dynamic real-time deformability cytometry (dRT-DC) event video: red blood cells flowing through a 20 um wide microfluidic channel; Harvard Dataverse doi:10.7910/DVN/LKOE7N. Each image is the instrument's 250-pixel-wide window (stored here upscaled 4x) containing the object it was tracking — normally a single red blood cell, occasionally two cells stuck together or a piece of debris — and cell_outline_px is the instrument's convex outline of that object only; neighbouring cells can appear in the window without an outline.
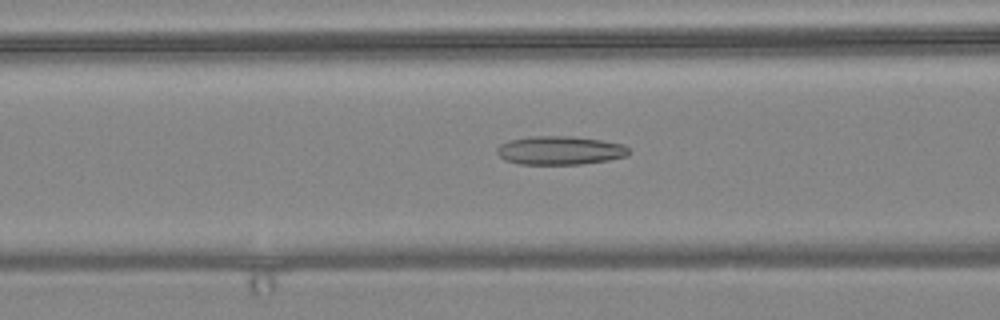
{"species": "common noctule bat (a hibernating species)", "species_latin": "Nyctalus noctula", "temperature_condition": "warm", "stored_images_in_passage": 56, "camera_frame_rate_fps": 3000, "um_per_image_px": 0.085, "animal": {"sex": "female", "body_mass_g": 24.6, "forearm_length_mm": 56.2}, "frame": {"image": 1, "passage_image": 22, "time_ms": 7.0, "image_size_px": [1000, 320], "cell_outline_px": [[628, 156], [608, 160], [580, 164], [520, 164], [504, 160], [496, 152], [496, 148], [500, 144], [508, 140], [532, 136], [572, 136], [600, 140], [624, 144], [628, 148]], "centroid_in_image_um": [47.57, 12.78], "position_along_channel_um": 119.0, "area_um2": 22.02}}
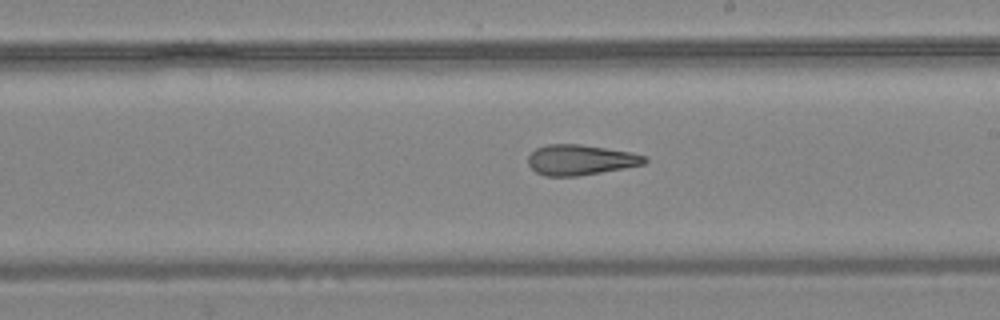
{"frame": {"image": 2, "passage_image": 32, "time_ms": 10.333, "image_size_px": [1000, 320], "cell_outline_px": [[648, 160], [644, 164], [624, 168], [580, 176], [544, 176], [536, 172], [528, 164], [528, 156], [536, 148], [548, 144], [580, 144], [632, 152], [648, 156]], "centroid_in_image_um": [49.36, 13.59], "position_along_channel_um": 239.6, "area_um2": 20.75}}
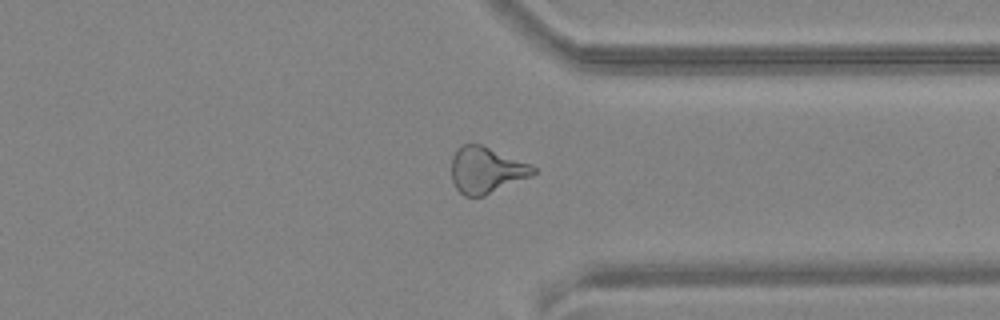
{"frame": {"image": 3, "passage_image": 43, "time_ms": 14.0, "image_size_px": [1000, 320], "cell_outline_px": [[536, 172], [532, 176], [484, 196], [464, 196], [456, 188], [452, 180], [452, 156], [456, 148], [464, 144], [480, 144], [532, 164], [536, 168]], "centroid_in_image_um": [41.34, 14.45], "position_along_channel_um": 370.1, "area_um2": 22.14}, "authors_computed_cell_mechanics": {"area_um2": 22.831, "velocity_mm_per_s": 3.6153, "shape_relaxation_time_tau1_ms": null, "shape_relaxation_time_tau2_ms": 4.1134, "deformation_change_tau1": null, "deformation_change_tau2": 0.1475}}